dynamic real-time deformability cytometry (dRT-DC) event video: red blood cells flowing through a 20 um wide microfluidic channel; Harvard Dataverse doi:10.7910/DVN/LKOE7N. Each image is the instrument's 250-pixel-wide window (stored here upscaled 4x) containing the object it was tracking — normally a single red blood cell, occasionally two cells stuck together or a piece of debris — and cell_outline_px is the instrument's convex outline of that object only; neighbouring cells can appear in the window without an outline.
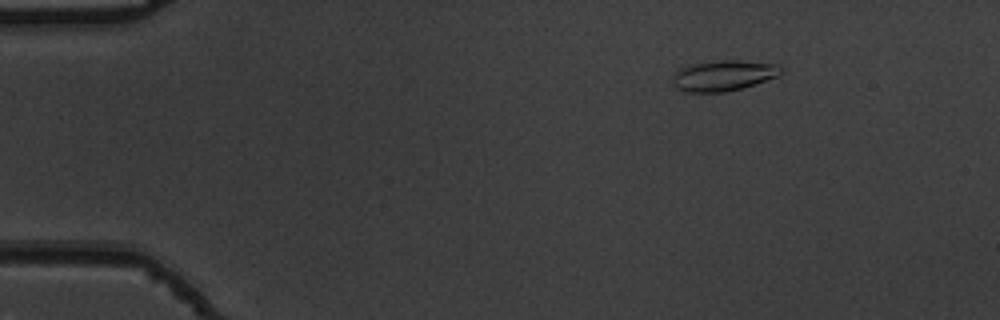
{"species": "common noctule bat (a hibernating species)", "species_latin": "Nyctalus noctula", "temperature_condition": "warm", "stored_images_in_passage": 49, "camera_frame_rate_fps": 3000, "um_per_image_px": 0.085, "animal": {"sex": "male", "body_mass_g": 19.5, "forearm_length_mm": 54.6}, "frame": {"image": 1, "passage_image": 3, "time_ms": 0.667, "image_size_px": [1000, 320], "cell_outline_px": [[784, 72], [780, 76], [740, 88], [724, 92], [684, 92], [676, 88], [672, 84], [672, 76], [680, 68], [688, 64], [720, 60], [732, 60], [776, 64], [784, 68]], "centroid_in_image_um": [61.48, 6.42], "position_along_channel_um": 23.5, "area_um2": 19.48}}
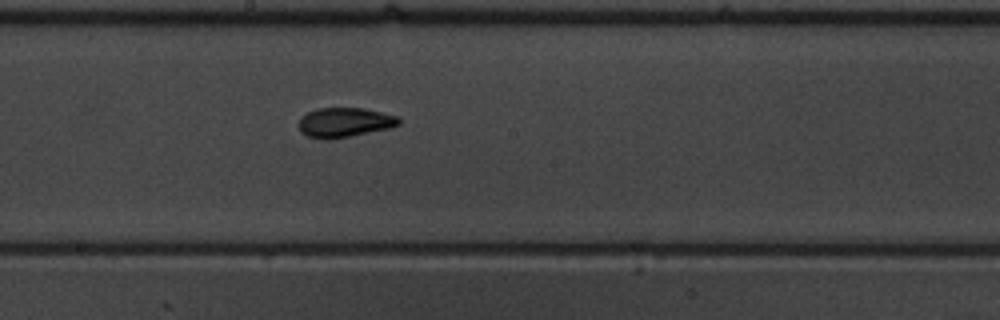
{"frame": {"image": 2, "passage_image": 25, "time_ms": 8.0, "image_size_px": [1000, 320], "cell_outline_px": [[400, 124], [388, 128], [328, 140], [308, 136], [300, 132], [300, 116], [316, 108], [364, 108], [396, 116], [400, 120]], "centroid_in_image_um": [29.25, 10.39], "position_along_channel_um": 219.0, "area_um2": 16.99}}
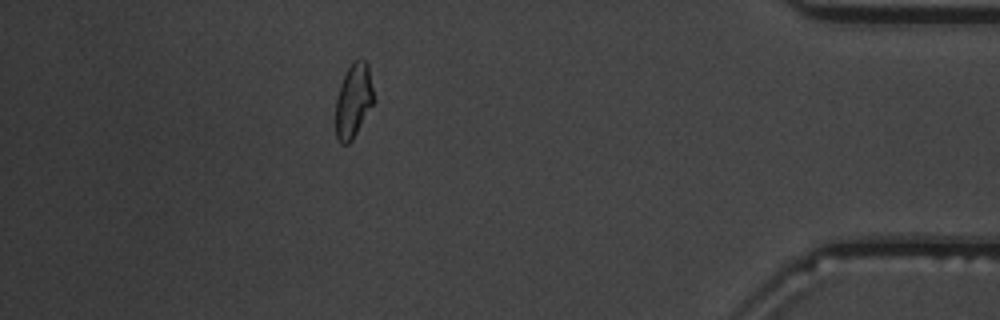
{"frame": {"image": 3, "passage_image": 43, "time_ms": 14.0, "image_size_px": [1000, 320], "cell_outline_px": [[376, 100], [352, 140], [348, 144], [340, 144], [336, 140], [336, 100], [340, 84], [348, 68], [356, 60], [364, 60], [368, 64]], "centroid_in_image_um": [30.06, 8.59], "position_along_channel_um": 405.1, "area_um2": 16.59}, "authors_computed_cell_mechanics": {"area_um2": 16.9932, "velocity_mm_per_s": 3.8133, "shape_relaxation_time_tau1_ms": 7.8733, "shape_relaxation_time_tau2_ms": 1.7049, "deformation_change_tau1": 0.2164, "deformation_change_tau2": 0.0765}}